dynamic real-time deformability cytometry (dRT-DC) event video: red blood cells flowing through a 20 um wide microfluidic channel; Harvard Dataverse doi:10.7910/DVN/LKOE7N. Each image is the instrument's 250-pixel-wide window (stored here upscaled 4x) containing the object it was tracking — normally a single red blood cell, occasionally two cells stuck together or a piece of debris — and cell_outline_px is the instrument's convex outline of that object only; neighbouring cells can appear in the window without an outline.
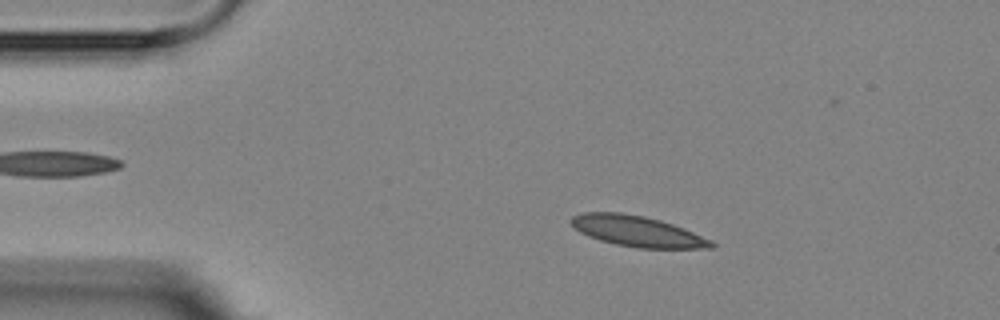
{"species": "Egyptian fruit bat (a non-hibernating species)", "species_latin": "Rousettus aegyptiacus", "temperature_condition": "room temperature", "stored_images_in_passage": 9, "camera_frame_rate_fps": 3000, "um_per_image_px": 0.085, "animal": {"sex": "female"}, "frame": {"image": 1, "passage_image": 1, "time_ms": 0.0, "image_size_px": [1000, 320], "cell_outline_px": [[716, 244], [712, 248], [636, 248], [616, 244], [600, 240], [588, 236], [580, 232], [572, 224], [572, 216], [584, 212], [620, 212], [644, 216], [660, 220], [684, 228], [712, 240]], "centroid_in_image_um": [54.19, 19.65], "position_along_channel_um": 30.8, "area_um2": 24.97}}
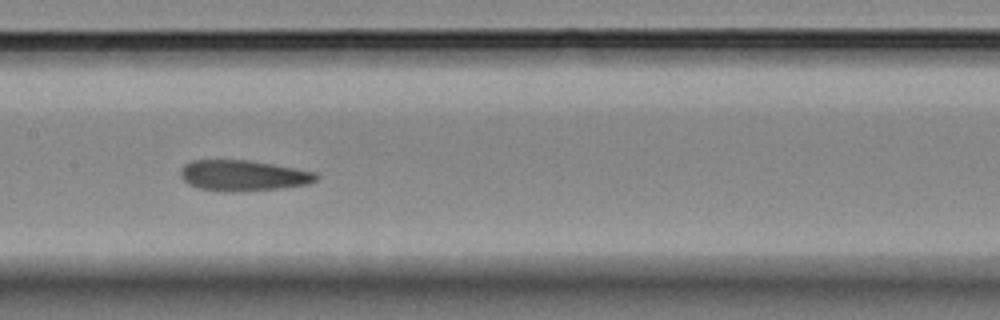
{"frame": {"image": 2, "passage_image": 6, "time_ms": 5.667, "image_size_px": [1000, 320], "cell_outline_px": [[320, 176], [316, 180], [308, 184], [284, 188], [228, 192], [200, 188], [188, 184], [180, 176], [180, 168], [184, 164], [192, 160], [248, 160], [272, 164], [316, 172]], "centroid_in_image_um": [20.66, 14.92], "position_along_channel_um": 186.7, "area_um2": 24.33}}
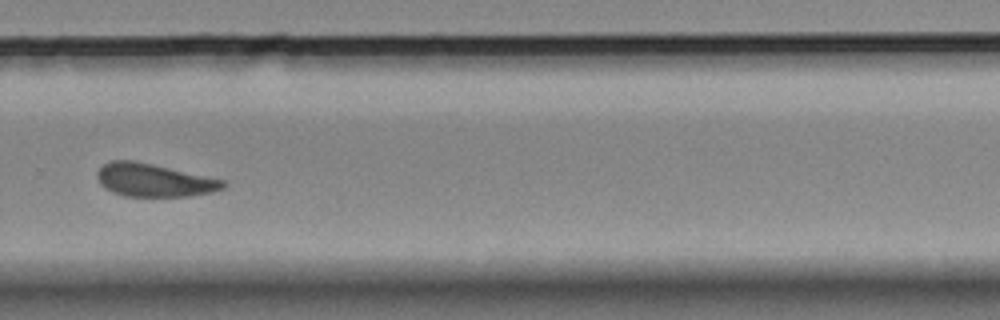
{"frame": {"image": 3, "passage_image": 9, "time_ms": 9.333, "image_size_px": [1000, 320], "cell_outline_px": [[228, 184], [224, 188], [212, 192], [188, 196], [124, 196], [112, 192], [104, 188], [100, 184], [96, 176], [96, 172], [104, 164], [112, 160], [132, 160], [152, 164], [224, 180]], "centroid_in_image_um": [13.06, 15.32], "position_along_channel_um": 316.7, "area_um2": 24.16}}